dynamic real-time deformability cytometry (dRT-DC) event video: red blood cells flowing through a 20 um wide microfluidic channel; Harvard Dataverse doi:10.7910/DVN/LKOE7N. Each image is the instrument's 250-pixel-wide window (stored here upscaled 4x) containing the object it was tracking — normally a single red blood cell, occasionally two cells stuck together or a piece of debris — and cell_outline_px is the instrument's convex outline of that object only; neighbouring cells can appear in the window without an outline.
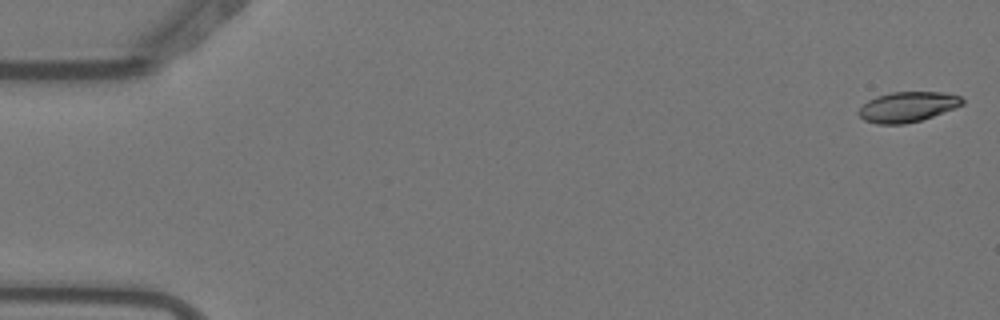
{"species": "Egyptian fruit bat (a non-hibernating species)", "species_latin": "Rousettus aegyptiacus", "temperature_condition": "warm", "stored_images_in_passage": 10, "camera_frame_rate_fps": 3000, "um_per_image_px": 0.085, "animal": {"sex": "female"}, "frame": {"image": 1, "passage_image": 1, "time_ms": 0.0, "image_size_px": [1000, 320], "cell_outline_px": [[964, 104], [932, 116], [920, 120], [904, 124], [876, 124], [864, 120], [856, 112], [868, 100], [876, 96], [892, 92], [944, 92], [960, 96], [964, 100]], "centroid_in_image_um": [77.12, 9.08], "position_along_channel_um": 7.9, "area_um2": 18.15}}
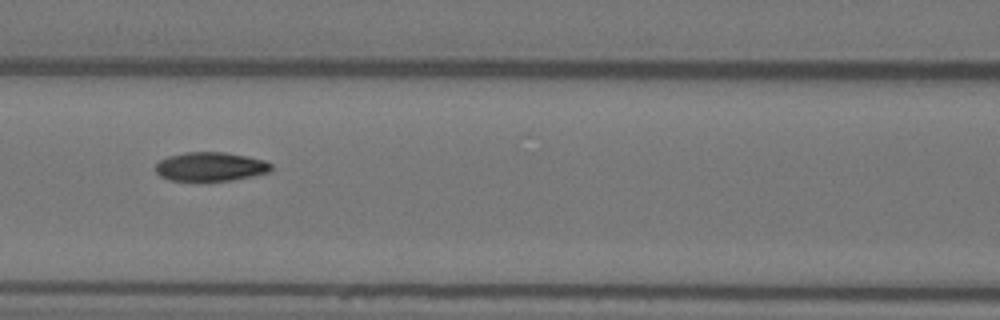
{"frame": {"image": 2, "passage_image": 7, "time_ms": 2.0, "image_size_px": [1000, 320], "cell_outline_px": [[272, 168], [268, 172], [252, 176], [232, 180], [168, 180], [160, 176], [156, 172], [156, 164], [160, 160], [168, 156], [184, 152], [224, 152], [248, 156], [264, 160], [272, 164]], "centroid_in_image_um": [17.89, 14.15], "position_along_channel_um": 148.7, "area_um2": 19.42}}
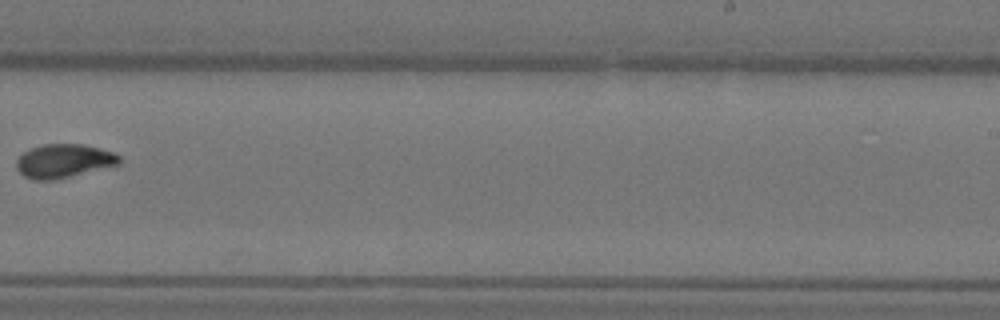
{"frame": {"image": 3, "passage_image": 10, "time_ms": 3.0, "image_size_px": [1000, 320], "cell_outline_px": [[120, 164], [56, 180], [32, 180], [24, 176], [16, 168], [16, 160], [24, 152], [32, 148], [44, 144], [84, 144], [100, 148], [112, 152], [120, 156]], "centroid_in_image_um": [5.41, 13.69], "position_along_channel_um": 283.6, "area_um2": 20.23}}